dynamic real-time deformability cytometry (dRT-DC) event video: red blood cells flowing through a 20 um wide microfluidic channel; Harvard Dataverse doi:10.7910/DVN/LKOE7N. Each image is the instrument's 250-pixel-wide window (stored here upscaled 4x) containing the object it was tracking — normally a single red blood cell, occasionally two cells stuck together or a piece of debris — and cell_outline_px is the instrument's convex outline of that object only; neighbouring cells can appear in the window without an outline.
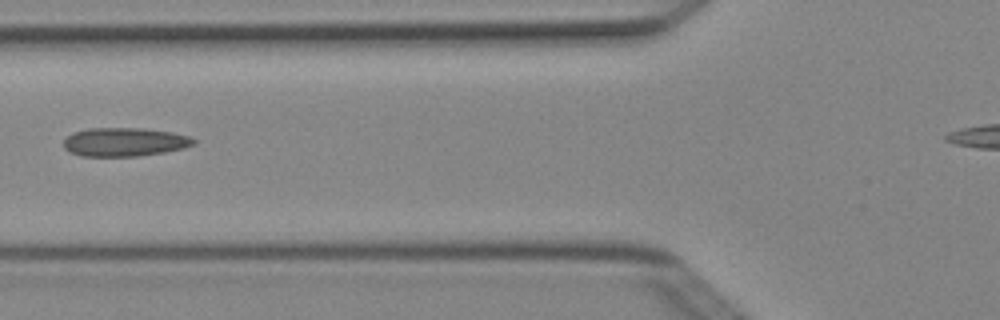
{"species": "Egyptian fruit bat (a non-hibernating species)", "species_latin": "Rousettus aegyptiacus", "temperature_condition": "cold", "stored_images_in_passage": 5, "camera_frame_rate_fps": 3000, "um_per_image_px": 0.085, "animal": {"sex": "female"}, "frame": {"image": 1, "passage_image": 3, "time_ms": 0.667, "image_size_px": [1000, 320], "cell_outline_px": [[196, 144], [184, 148], [164, 152], [136, 156], [80, 156], [68, 152], [64, 148], [64, 140], [72, 132], [88, 128], [144, 128], [172, 132], [188, 136], [196, 140]], "centroid_in_image_um": [10.57, 12.07], "position_along_channel_um": 115.2, "area_um2": 21.85}}
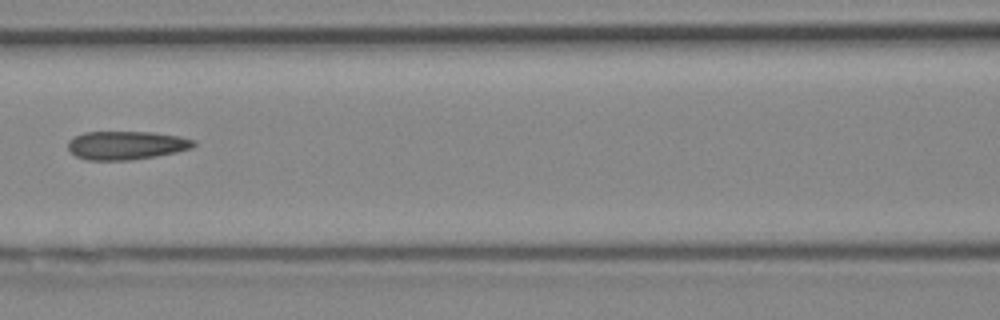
{"frame": {"image": 2, "passage_image": 4, "time_ms": 1.0, "image_size_px": [1000, 320], "cell_outline_px": [[196, 144], [192, 148], [176, 152], [156, 156], [132, 160], [88, 160], [76, 156], [68, 148], [68, 140], [84, 132], [152, 132], [180, 136], [196, 140]], "centroid_in_image_um": [10.76, 12.35], "position_along_channel_um": 155.8, "area_um2": 20.92}}
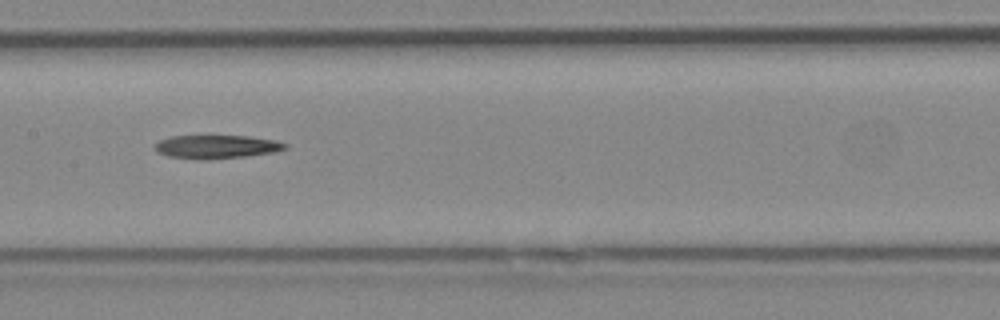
{"frame": {"image": 3, "passage_image": 5, "time_ms": 1.333, "image_size_px": [1000, 320], "cell_outline_px": [[288, 148], [276, 152], [248, 156], [208, 160], [196, 160], [168, 156], [156, 152], [152, 148], [160, 140], [172, 136], [248, 136], [276, 140], [288, 144]], "centroid_in_image_um": [18.42, 12.49], "position_along_channel_um": 189.0, "area_um2": 18.15}}